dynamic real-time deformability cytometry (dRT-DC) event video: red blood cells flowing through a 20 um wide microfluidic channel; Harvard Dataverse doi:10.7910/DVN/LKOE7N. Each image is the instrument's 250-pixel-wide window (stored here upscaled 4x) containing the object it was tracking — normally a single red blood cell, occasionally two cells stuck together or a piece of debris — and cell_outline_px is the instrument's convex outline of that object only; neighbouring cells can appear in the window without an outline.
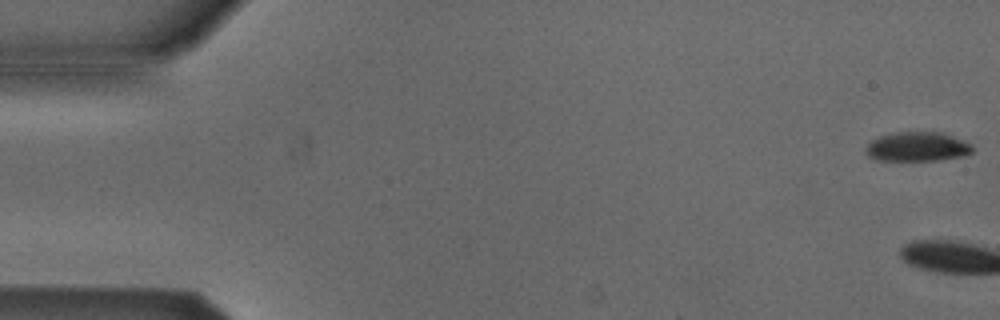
{"species": "Egyptian fruit bat (a non-hibernating species)", "species_latin": "Rousettus aegyptiacus", "temperature_condition": "cold", "stored_images_in_passage": 8, "camera_frame_rate_fps": 3000, "um_per_image_px": 0.085, "animal": {"sex": "male"}, "frame": {"image": 1, "passage_image": 1, "time_ms": 0.0, "image_size_px": [1000, 320], "cell_outline_px": [[972, 152], [964, 156], [940, 160], [872, 160], [864, 152], [864, 148], [872, 140], [880, 136], [900, 132], [944, 132], [964, 140], [972, 144]], "centroid_in_image_um": [77.98, 12.47], "position_along_channel_um": 7.0, "area_um2": 18.44}}